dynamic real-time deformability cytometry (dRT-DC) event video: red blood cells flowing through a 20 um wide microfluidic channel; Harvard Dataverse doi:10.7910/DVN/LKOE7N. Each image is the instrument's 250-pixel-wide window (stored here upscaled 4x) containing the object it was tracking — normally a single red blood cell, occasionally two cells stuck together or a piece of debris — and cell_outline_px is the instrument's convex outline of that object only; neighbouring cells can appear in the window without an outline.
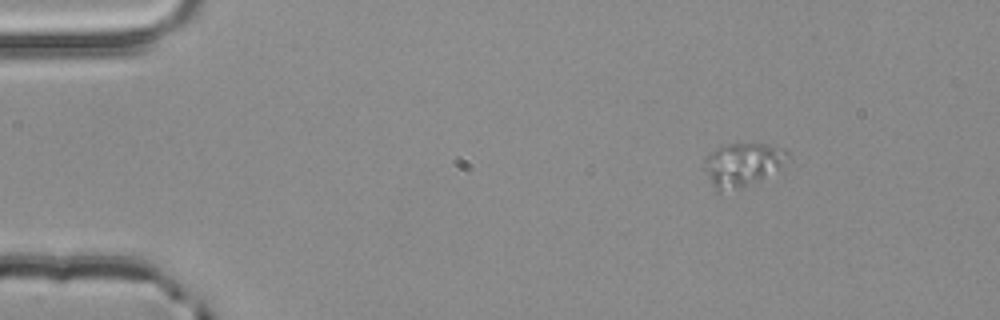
{"species": "common noctule bat (a hibernating species)", "species_latin": "Nyctalus noctula", "temperature_condition": "room temperature", "stored_images_in_passage": 3, "camera_frame_rate_fps": 3000, "um_per_image_px": 0.085, "animal": {"sex": "male", "body_mass_g": 20.4}, "frame": {"image": 1, "passage_image": 1, "time_ms": 0.0, "image_size_px": [1000, 320], "cell_outline_px": [[788, 156], [776, 168], [760, 180], [720, 196], [712, 184], [704, 168], [704, 160], [716, 148], [728, 144], [768, 144], [788, 148]], "centroid_in_image_um": [63.07, 14.01], "position_along_channel_um": 21.9, "area_um2": 20.92}}
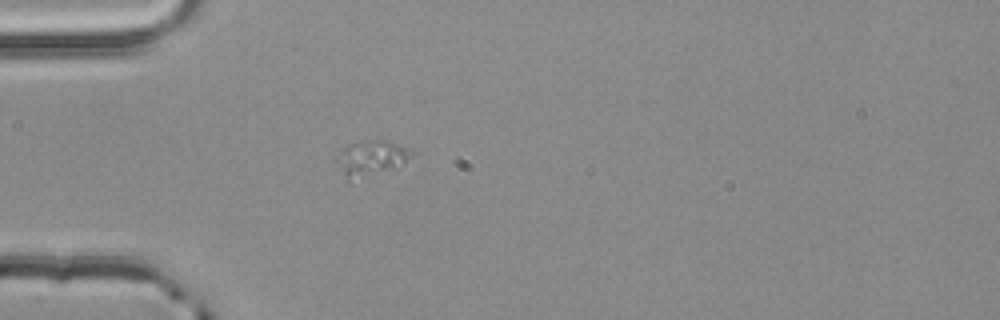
{"frame": {"image": 2, "passage_image": 3, "time_ms": 0.667, "image_size_px": [1000, 320], "cell_outline_px": [[416, 152], [412, 156], [396, 168], [352, 184], [348, 184], [332, 160], [348, 144], [360, 140], [388, 140], [412, 148]], "centroid_in_image_um": [31.49, 13.51], "position_along_channel_um": 53.5, "area_um2": 16.82}}